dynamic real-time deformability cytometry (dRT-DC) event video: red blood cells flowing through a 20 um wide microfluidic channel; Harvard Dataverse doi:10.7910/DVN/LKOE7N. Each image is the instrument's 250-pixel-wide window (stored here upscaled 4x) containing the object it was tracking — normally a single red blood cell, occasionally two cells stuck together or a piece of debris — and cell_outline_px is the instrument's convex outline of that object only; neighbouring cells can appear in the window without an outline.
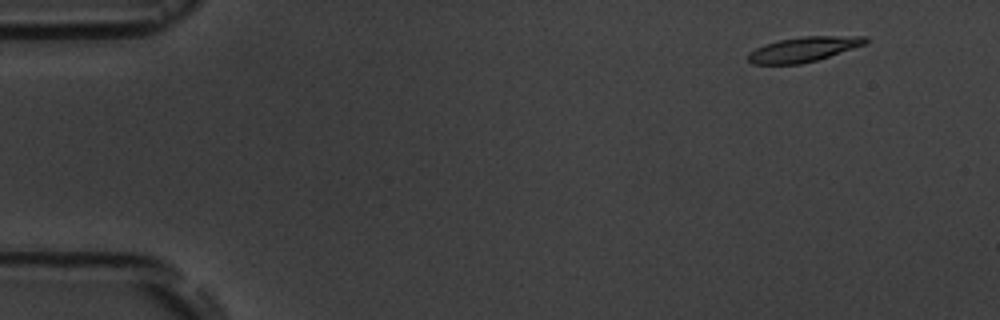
{"species": "common noctule bat (a hibernating species)", "species_latin": "Nyctalus noctula", "temperature_condition": "room temperature", "stored_images_in_passage": 6, "camera_frame_rate_fps": 3000, "um_per_image_px": 0.085, "animal": {"sex": "male", "body_mass_g": 19.5, "forearm_length_mm": 54.6}, "frame": {"image": 1, "passage_image": 1, "time_ms": 0.0, "image_size_px": [1000, 320], "cell_outline_px": [[868, 44], [816, 60], [800, 64], [752, 64], [748, 60], [748, 52], [764, 44], [780, 40], [804, 36], [868, 36]], "centroid_in_image_um": [68.33, 4.19], "position_along_channel_um": 16.7, "area_um2": 17.05}}
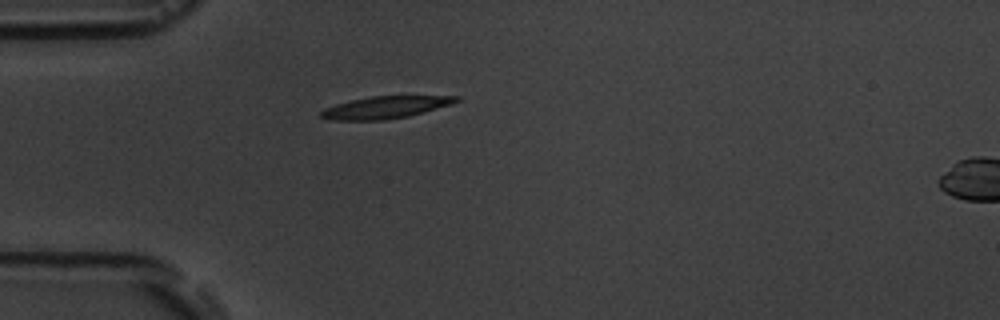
{"frame": {"image": 2, "passage_image": 4, "time_ms": 3.667, "image_size_px": [1000, 320], "cell_outline_px": [[460, 100], [452, 104], [408, 116], [384, 120], [332, 120], [320, 116], [320, 112], [324, 108], [336, 104], [352, 100], [372, 96], [460, 96]], "centroid_in_image_um": [32.75, 9.12], "position_along_channel_um": 52.2, "area_um2": 17.28}}
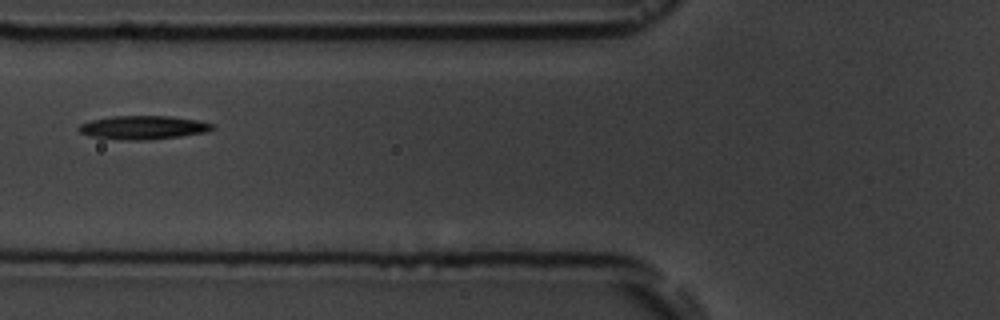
{"frame": {"image": 3, "passage_image": 6, "time_ms": 5.667, "image_size_px": [1000, 320], "cell_outline_px": [[216, 128], [208, 132], [180, 136], [148, 140], [128, 140], [88, 136], [80, 132], [76, 128], [80, 124], [92, 120], [112, 116], [172, 116], [200, 120], [212, 124]], "centroid_in_image_um": [12.2, 10.83], "position_along_channel_um": 113.6, "area_um2": 18.5}}